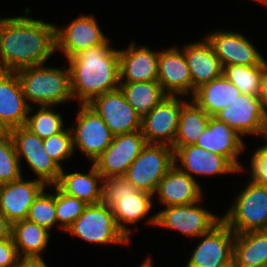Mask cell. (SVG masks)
Here are the masks:
<instances>
[{"label":"cell","instance_id":"cell-46","mask_svg":"<svg viewBox=\"0 0 267 267\" xmlns=\"http://www.w3.org/2000/svg\"><path fill=\"white\" fill-rule=\"evenodd\" d=\"M223 267H239V266L237 265V263L234 260H232L229 264H227Z\"/></svg>","mask_w":267,"mask_h":267},{"label":"cell","instance_id":"cell-4","mask_svg":"<svg viewBox=\"0 0 267 267\" xmlns=\"http://www.w3.org/2000/svg\"><path fill=\"white\" fill-rule=\"evenodd\" d=\"M16 73L28 104L56 106L74 100L69 67L55 68L41 64L22 68Z\"/></svg>","mask_w":267,"mask_h":267},{"label":"cell","instance_id":"cell-19","mask_svg":"<svg viewBox=\"0 0 267 267\" xmlns=\"http://www.w3.org/2000/svg\"><path fill=\"white\" fill-rule=\"evenodd\" d=\"M157 82L169 96L192 94V77L183 49L175 46L160 51Z\"/></svg>","mask_w":267,"mask_h":267},{"label":"cell","instance_id":"cell-24","mask_svg":"<svg viewBox=\"0 0 267 267\" xmlns=\"http://www.w3.org/2000/svg\"><path fill=\"white\" fill-rule=\"evenodd\" d=\"M200 186L195 178H191L174 165L159 181L154 195H158L164 206L188 205L202 201Z\"/></svg>","mask_w":267,"mask_h":267},{"label":"cell","instance_id":"cell-45","mask_svg":"<svg viewBox=\"0 0 267 267\" xmlns=\"http://www.w3.org/2000/svg\"><path fill=\"white\" fill-rule=\"evenodd\" d=\"M152 265L153 263L151 262V258L149 257L144 261V263H142V265H140V267H153Z\"/></svg>","mask_w":267,"mask_h":267},{"label":"cell","instance_id":"cell-26","mask_svg":"<svg viewBox=\"0 0 267 267\" xmlns=\"http://www.w3.org/2000/svg\"><path fill=\"white\" fill-rule=\"evenodd\" d=\"M102 182V175L92 163L89 173H65L62 168L56 186L65 194L89 205L102 201Z\"/></svg>","mask_w":267,"mask_h":267},{"label":"cell","instance_id":"cell-13","mask_svg":"<svg viewBox=\"0 0 267 267\" xmlns=\"http://www.w3.org/2000/svg\"><path fill=\"white\" fill-rule=\"evenodd\" d=\"M215 117L243 136L267 134V113L257 96L241 93Z\"/></svg>","mask_w":267,"mask_h":267},{"label":"cell","instance_id":"cell-25","mask_svg":"<svg viewBox=\"0 0 267 267\" xmlns=\"http://www.w3.org/2000/svg\"><path fill=\"white\" fill-rule=\"evenodd\" d=\"M184 55L192 77V96L197 88L222 74L223 68L210 42L204 37L184 45Z\"/></svg>","mask_w":267,"mask_h":267},{"label":"cell","instance_id":"cell-44","mask_svg":"<svg viewBox=\"0 0 267 267\" xmlns=\"http://www.w3.org/2000/svg\"><path fill=\"white\" fill-rule=\"evenodd\" d=\"M9 133V131L6 129V127L0 122V138L6 136Z\"/></svg>","mask_w":267,"mask_h":267},{"label":"cell","instance_id":"cell-43","mask_svg":"<svg viewBox=\"0 0 267 267\" xmlns=\"http://www.w3.org/2000/svg\"><path fill=\"white\" fill-rule=\"evenodd\" d=\"M265 145H261L258 149L267 157V134L262 135Z\"/></svg>","mask_w":267,"mask_h":267},{"label":"cell","instance_id":"cell-48","mask_svg":"<svg viewBox=\"0 0 267 267\" xmlns=\"http://www.w3.org/2000/svg\"><path fill=\"white\" fill-rule=\"evenodd\" d=\"M6 18H0V31H1V28H2V25H3V22L5 21Z\"/></svg>","mask_w":267,"mask_h":267},{"label":"cell","instance_id":"cell-9","mask_svg":"<svg viewBox=\"0 0 267 267\" xmlns=\"http://www.w3.org/2000/svg\"><path fill=\"white\" fill-rule=\"evenodd\" d=\"M76 127L70 129L73 149L85 154L93 163L111 144L114 134L99 114L88 104L79 105Z\"/></svg>","mask_w":267,"mask_h":267},{"label":"cell","instance_id":"cell-32","mask_svg":"<svg viewBox=\"0 0 267 267\" xmlns=\"http://www.w3.org/2000/svg\"><path fill=\"white\" fill-rule=\"evenodd\" d=\"M222 73L242 94L259 96L263 65H229L223 67Z\"/></svg>","mask_w":267,"mask_h":267},{"label":"cell","instance_id":"cell-1","mask_svg":"<svg viewBox=\"0 0 267 267\" xmlns=\"http://www.w3.org/2000/svg\"><path fill=\"white\" fill-rule=\"evenodd\" d=\"M55 26L27 16L6 18L0 31V71L45 64L56 50Z\"/></svg>","mask_w":267,"mask_h":267},{"label":"cell","instance_id":"cell-47","mask_svg":"<svg viewBox=\"0 0 267 267\" xmlns=\"http://www.w3.org/2000/svg\"><path fill=\"white\" fill-rule=\"evenodd\" d=\"M253 1L259 2L267 7V0H253Z\"/></svg>","mask_w":267,"mask_h":267},{"label":"cell","instance_id":"cell-35","mask_svg":"<svg viewBox=\"0 0 267 267\" xmlns=\"http://www.w3.org/2000/svg\"><path fill=\"white\" fill-rule=\"evenodd\" d=\"M21 169L13 140L8 133L0 138V185L21 178L23 176Z\"/></svg>","mask_w":267,"mask_h":267},{"label":"cell","instance_id":"cell-2","mask_svg":"<svg viewBox=\"0 0 267 267\" xmlns=\"http://www.w3.org/2000/svg\"><path fill=\"white\" fill-rule=\"evenodd\" d=\"M102 45L80 51L67 59L70 69L71 93L80 104L119 88V50Z\"/></svg>","mask_w":267,"mask_h":267},{"label":"cell","instance_id":"cell-21","mask_svg":"<svg viewBox=\"0 0 267 267\" xmlns=\"http://www.w3.org/2000/svg\"><path fill=\"white\" fill-rule=\"evenodd\" d=\"M174 159L175 165L191 178H194L193 175L214 176L241 173L224 156L211 153L196 145L179 147L174 152ZM178 159L181 166L176 163Z\"/></svg>","mask_w":267,"mask_h":267},{"label":"cell","instance_id":"cell-36","mask_svg":"<svg viewBox=\"0 0 267 267\" xmlns=\"http://www.w3.org/2000/svg\"><path fill=\"white\" fill-rule=\"evenodd\" d=\"M87 205L84 201L65 194L56 186V217L62 230L66 231Z\"/></svg>","mask_w":267,"mask_h":267},{"label":"cell","instance_id":"cell-39","mask_svg":"<svg viewBox=\"0 0 267 267\" xmlns=\"http://www.w3.org/2000/svg\"><path fill=\"white\" fill-rule=\"evenodd\" d=\"M20 260L12 237L0 241V267H18Z\"/></svg>","mask_w":267,"mask_h":267},{"label":"cell","instance_id":"cell-17","mask_svg":"<svg viewBox=\"0 0 267 267\" xmlns=\"http://www.w3.org/2000/svg\"><path fill=\"white\" fill-rule=\"evenodd\" d=\"M55 40L57 51L69 59L82 50L104 44L108 38L93 15L83 14L65 28L55 26Z\"/></svg>","mask_w":267,"mask_h":267},{"label":"cell","instance_id":"cell-8","mask_svg":"<svg viewBox=\"0 0 267 267\" xmlns=\"http://www.w3.org/2000/svg\"><path fill=\"white\" fill-rule=\"evenodd\" d=\"M175 165L174 150L166 144H146L124 175L138 190L154 195L159 181Z\"/></svg>","mask_w":267,"mask_h":267},{"label":"cell","instance_id":"cell-31","mask_svg":"<svg viewBox=\"0 0 267 267\" xmlns=\"http://www.w3.org/2000/svg\"><path fill=\"white\" fill-rule=\"evenodd\" d=\"M119 88L141 118L168 96L157 81L120 83Z\"/></svg>","mask_w":267,"mask_h":267},{"label":"cell","instance_id":"cell-3","mask_svg":"<svg viewBox=\"0 0 267 267\" xmlns=\"http://www.w3.org/2000/svg\"><path fill=\"white\" fill-rule=\"evenodd\" d=\"M153 194L138 190L125 176L103 179L102 203L112 209L116 224L129 239L126 224H135L145 218L153 207Z\"/></svg>","mask_w":267,"mask_h":267},{"label":"cell","instance_id":"cell-7","mask_svg":"<svg viewBox=\"0 0 267 267\" xmlns=\"http://www.w3.org/2000/svg\"><path fill=\"white\" fill-rule=\"evenodd\" d=\"M199 203L166 206L164 210L150 216L147 223L177 230L187 237H200L217 226L222 221V217L202 208Z\"/></svg>","mask_w":267,"mask_h":267},{"label":"cell","instance_id":"cell-6","mask_svg":"<svg viewBox=\"0 0 267 267\" xmlns=\"http://www.w3.org/2000/svg\"><path fill=\"white\" fill-rule=\"evenodd\" d=\"M66 231L93 244L122 245L130 242V239L118 228L112 209L102 202L87 205L83 213Z\"/></svg>","mask_w":267,"mask_h":267},{"label":"cell","instance_id":"cell-14","mask_svg":"<svg viewBox=\"0 0 267 267\" xmlns=\"http://www.w3.org/2000/svg\"><path fill=\"white\" fill-rule=\"evenodd\" d=\"M199 238L186 267H223L233 260L235 233L223 221Z\"/></svg>","mask_w":267,"mask_h":267},{"label":"cell","instance_id":"cell-10","mask_svg":"<svg viewBox=\"0 0 267 267\" xmlns=\"http://www.w3.org/2000/svg\"><path fill=\"white\" fill-rule=\"evenodd\" d=\"M9 133L20 164L24 158L34 174L38 176L37 180L46 186L56 185L62 168L46 153L43 140L25 125L13 128Z\"/></svg>","mask_w":267,"mask_h":267},{"label":"cell","instance_id":"cell-40","mask_svg":"<svg viewBox=\"0 0 267 267\" xmlns=\"http://www.w3.org/2000/svg\"><path fill=\"white\" fill-rule=\"evenodd\" d=\"M258 98L262 102L263 108L267 113V61L263 65V73Z\"/></svg>","mask_w":267,"mask_h":267},{"label":"cell","instance_id":"cell-42","mask_svg":"<svg viewBox=\"0 0 267 267\" xmlns=\"http://www.w3.org/2000/svg\"><path fill=\"white\" fill-rule=\"evenodd\" d=\"M18 267H48L43 259H21Z\"/></svg>","mask_w":267,"mask_h":267},{"label":"cell","instance_id":"cell-29","mask_svg":"<svg viewBox=\"0 0 267 267\" xmlns=\"http://www.w3.org/2000/svg\"><path fill=\"white\" fill-rule=\"evenodd\" d=\"M233 260L239 267H265L267 230L235 234Z\"/></svg>","mask_w":267,"mask_h":267},{"label":"cell","instance_id":"cell-41","mask_svg":"<svg viewBox=\"0 0 267 267\" xmlns=\"http://www.w3.org/2000/svg\"><path fill=\"white\" fill-rule=\"evenodd\" d=\"M12 224L0 211V241L11 238Z\"/></svg>","mask_w":267,"mask_h":267},{"label":"cell","instance_id":"cell-15","mask_svg":"<svg viewBox=\"0 0 267 267\" xmlns=\"http://www.w3.org/2000/svg\"><path fill=\"white\" fill-rule=\"evenodd\" d=\"M114 135L141 130L142 118L128 103L120 88L94 98L89 104Z\"/></svg>","mask_w":267,"mask_h":267},{"label":"cell","instance_id":"cell-34","mask_svg":"<svg viewBox=\"0 0 267 267\" xmlns=\"http://www.w3.org/2000/svg\"><path fill=\"white\" fill-rule=\"evenodd\" d=\"M55 193H45L43 190L29 208L27 220L38 224L51 231L57 223L56 217V185H53Z\"/></svg>","mask_w":267,"mask_h":267},{"label":"cell","instance_id":"cell-27","mask_svg":"<svg viewBox=\"0 0 267 267\" xmlns=\"http://www.w3.org/2000/svg\"><path fill=\"white\" fill-rule=\"evenodd\" d=\"M240 94V90L222 73L216 79L197 88L191 99L209 116H215Z\"/></svg>","mask_w":267,"mask_h":267},{"label":"cell","instance_id":"cell-38","mask_svg":"<svg viewBox=\"0 0 267 267\" xmlns=\"http://www.w3.org/2000/svg\"><path fill=\"white\" fill-rule=\"evenodd\" d=\"M250 161V180L267 186V157L257 148Z\"/></svg>","mask_w":267,"mask_h":267},{"label":"cell","instance_id":"cell-16","mask_svg":"<svg viewBox=\"0 0 267 267\" xmlns=\"http://www.w3.org/2000/svg\"><path fill=\"white\" fill-rule=\"evenodd\" d=\"M223 67L229 65H264L265 57L244 35L232 31L211 32L205 35Z\"/></svg>","mask_w":267,"mask_h":267},{"label":"cell","instance_id":"cell-5","mask_svg":"<svg viewBox=\"0 0 267 267\" xmlns=\"http://www.w3.org/2000/svg\"><path fill=\"white\" fill-rule=\"evenodd\" d=\"M235 199L222 216V221L235 234L267 230V186L249 179Z\"/></svg>","mask_w":267,"mask_h":267},{"label":"cell","instance_id":"cell-33","mask_svg":"<svg viewBox=\"0 0 267 267\" xmlns=\"http://www.w3.org/2000/svg\"><path fill=\"white\" fill-rule=\"evenodd\" d=\"M33 107L29 109L26 127L44 140L52 135L61 132L64 128V120L60 113H56L54 106H39L38 111L30 116Z\"/></svg>","mask_w":267,"mask_h":267},{"label":"cell","instance_id":"cell-22","mask_svg":"<svg viewBox=\"0 0 267 267\" xmlns=\"http://www.w3.org/2000/svg\"><path fill=\"white\" fill-rule=\"evenodd\" d=\"M30 107L17 73L0 71V122L8 131L24 126Z\"/></svg>","mask_w":267,"mask_h":267},{"label":"cell","instance_id":"cell-23","mask_svg":"<svg viewBox=\"0 0 267 267\" xmlns=\"http://www.w3.org/2000/svg\"><path fill=\"white\" fill-rule=\"evenodd\" d=\"M159 53L143 45L136 47L133 41L119 50L120 83L157 81Z\"/></svg>","mask_w":267,"mask_h":267},{"label":"cell","instance_id":"cell-12","mask_svg":"<svg viewBox=\"0 0 267 267\" xmlns=\"http://www.w3.org/2000/svg\"><path fill=\"white\" fill-rule=\"evenodd\" d=\"M167 96L141 120V132L147 144L173 145L178 132L181 107L187 101Z\"/></svg>","mask_w":267,"mask_h":267},{"label":"cell","instance_id":"cell-28","mask_svg":"<svg viewBox=\"0 0 267 267\" xmlns=\"http://www.w3.org/2000/svg\"><path fill=\"white\" fill-rule=\"evenodd\" d=\"M49 236L46 228L27 219L12 224L11 237L20 259H42Z\"/></svg>","mask_w":267,"mask_h":267},{"label":"cell","instance_id":"cell-30","mask_svg":"<svg viewBox=\"0 0 267 267\" xmlns=\"http://www.w3.org/2000/svg\"><path fill=\"white\" fill-rule=\"evenodd\" d=\"M210 116L192 99L186 102L179 114L178 132L171 146L174 152L183 146L195 145L208 125Z\"/></svg>","mask_w":267,"mask_h":267},{"label":"cell","instance_id":"cell-37","mask_svg":"<svg viewBox=\"0 0 267 267\" xmlns=\"http://www.w3.org/2000/svg\"><path fill=\"white\" fill-rule=\"evenodd\" d=\"M43 147L46 153L61 168V162L74 154L73 141L70 128L63 129L61 132L43 140Z\"/></svg>","mask_w":267,"mask_h":267},{"label":"cell","instance_id":"cell-20","mask_svg":"<svg viewBox=\"0 0 267 267\" xmlns=\"http://www.w3.org/2000/svg\"><path fill=\"white\" fill-rule=\"evenodd\" d=\"M47 186L37 179L18 180L0 185V211L11 224L27 218L29 208Z\"/></svg>","mask_w":267,"mask_h":267},{"label":"cell","instance_id":"cell-11","mask_svg":"<svg viewBox=\"0 0 267 267\" xmlns=\"http://www.w3.org/2000/svg\"><path fill=\"white\" fill-rule=\"evenodd\" d=\"M147 142L141 130L114 135L113 141L93 162L103 179L124 176Z\"/></svg>","mask_w":267,"mask_h":267},{"label":"cell","instance_id":"cell-18","mask_svg":"<svg viewBox=\"0 0 267 267\" xmlns=\"http://www.w3.org/2000/svg\"><path fill=\"white\" fill-rule=\"evenodd\" d=\"M195 145L224 156L239 172H244V167L238 161L246 146L242 135L217 117L210 116L207 127Z\"/></svg>","mask_w":267,"mask_h":267}]
</instances>
